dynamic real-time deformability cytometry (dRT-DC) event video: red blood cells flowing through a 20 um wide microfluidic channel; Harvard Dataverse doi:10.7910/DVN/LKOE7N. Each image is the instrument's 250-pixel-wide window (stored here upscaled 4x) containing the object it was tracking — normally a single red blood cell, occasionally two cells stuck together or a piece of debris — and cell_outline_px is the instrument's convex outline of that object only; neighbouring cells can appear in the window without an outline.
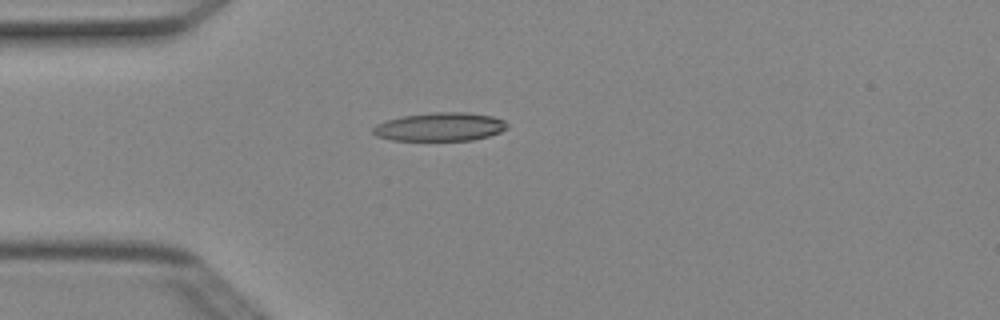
{"species": "Egyptian fruit bat (a non-hibernating species)", "species_latin": "Rousettus aegyptiacus", "temperature_condition": "cold", "stored_images_in_passage": 2, "camera_frame_rate_fps": 3000, "um_per_image_px": 0.085, "animal": {"sex": "female"}, "frame": {"image": 1, "passage_image": 1, "time_ms": 0.0, "image_size_px": [1000, 320], "cell_outline_px": [[508, 128], [500, 132], [488, 136], [472, 140], [392, 140], [376, 136], [372, 132], [372, 128], [376, 124], [388, 120], [404, 116], [432, 112], [468, 112], [492, 116], [504, 120], [508, 124]], "centroid_in_image_um": [37.42, 10.78], "position_along_channel_um": 47.6, "area_um2": 22.25}}